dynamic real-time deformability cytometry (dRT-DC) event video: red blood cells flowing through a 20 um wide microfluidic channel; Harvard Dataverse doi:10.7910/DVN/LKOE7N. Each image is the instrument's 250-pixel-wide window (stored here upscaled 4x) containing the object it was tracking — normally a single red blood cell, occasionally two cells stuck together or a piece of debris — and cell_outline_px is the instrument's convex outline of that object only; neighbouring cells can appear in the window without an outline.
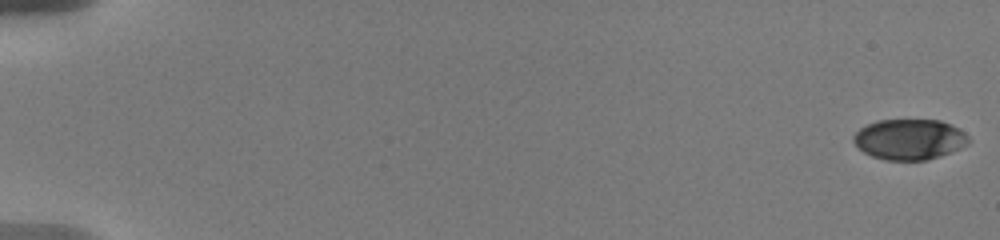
{"species": "human", "species_latin": "Homo sapiens", "temperature_condition": "warm", "stored_images_in_passage": 29, "camera_frame_rate_fps": 3000, "um_per_image_px": 0.085, "donor": {"sex": "male"}, "frame": {"image": 1, "passage_image": 1, "time_ms": 0.0, "image_size_px": [1000, 240], "cell_outline_px": [[972, 140], [968, 144], [960, 148], [940, 156], [924, 160], [884, 160], [872, 156], [864, 152], [852, 140], [852, 136], [860, 128], [876, 120], [940, 120], [964, 132]], "centroid_in_image_um": [77.29, 11.84], "position_along_channel_um": 7.7, "area_um2": 27.11}}
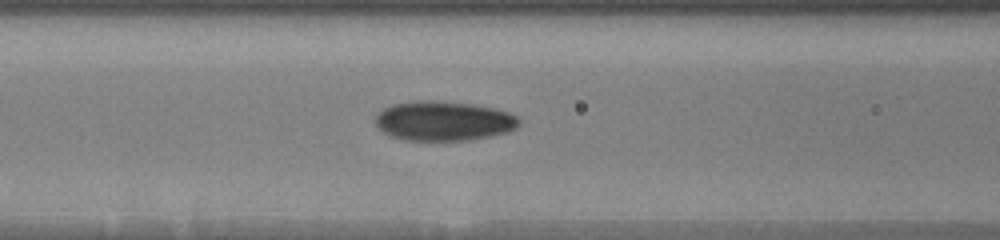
{"frame": {"image": 2, "passage_image": 21, "time_ms": 8.333, "image_size_px": [1000, 240], "cell_outline_px": [[520, 124], [516, 128], [508, 132], [492, 136], [468, 140], [404, 140], [392, 136], [384, 132], [372, 120], [376, 112], [392, 104], [416, 100], [432, 100], [472, 104], [496, 108], [508, 112], [516, 116], [520, 120]], "centroid_in_image_um": [37.69, 10.27], "position_along_channel_um": 128.9, "area_um2": 33.47}}
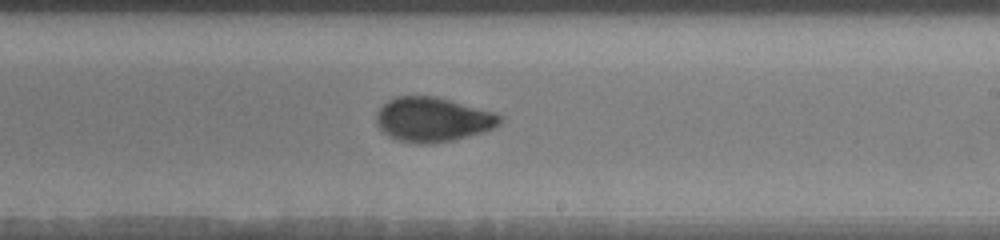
{"frame": {"image": 3, "passage_image": 29, "time_ms": 11.667, "image_size_px": [1000, 240], "cell_outline_px": [[504, 120], [500, 124], [484, 132], [452, 140], [432, 144], [416, 144], [400, 140], [384, 132], [376, 124], [376, 112], [388, 100], [396, 96], [436, 96], [496, 112]], "centroid_in_image_um": [36.81, 10.15], "position_along_channel_um": 252.2, "area_um2": 32.08}}